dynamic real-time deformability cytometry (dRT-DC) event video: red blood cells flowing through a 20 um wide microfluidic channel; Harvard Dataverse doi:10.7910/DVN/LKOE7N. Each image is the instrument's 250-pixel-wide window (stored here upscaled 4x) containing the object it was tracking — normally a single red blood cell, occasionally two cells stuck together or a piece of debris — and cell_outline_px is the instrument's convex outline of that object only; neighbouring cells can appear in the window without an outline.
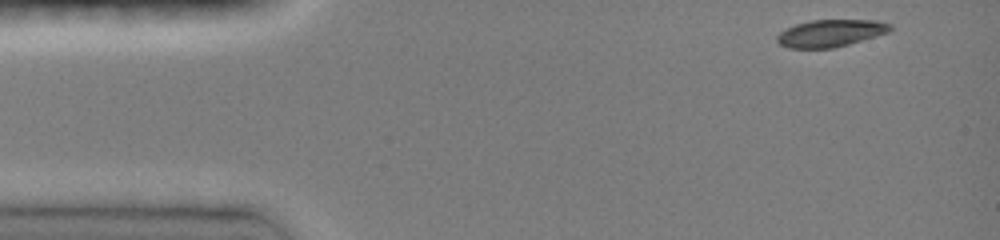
{"species": "common noctule bat (a hibernating species)", "species_latin": "Nyctalus noctula", "temperature_condition": "room temperature", "stored_images_in_passage": 24, "camera_frame_rate_fps": 3000, "um_per_image_px": 0.085, "animal": {"sex": "female", "body_mass_g": 19.0, "forearm_length_mm": 51.5}, "frame": {"image": 1, "passage_image": 1, "time_ms": 0.0, "image_size_px": [1000, 240], "cell_outline_px": [[892, 28], [888, 32], [876, 36], [848, 44], [832, 48], [788, 48], [780, 44], [776, 40], [776, 36], [780, 32], [796, 24], [812, 20], [876, 20], [892, 24]], "centroid_in_image_um": [70.6, 2.82], "position_along_channel_um": 14.4, "area_um2": 17.8}}
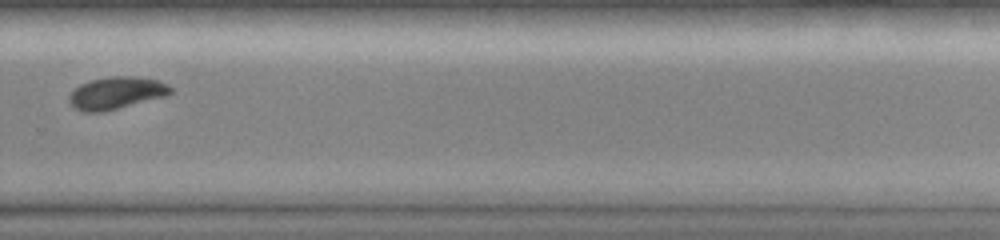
{"frame": {"image": 2, "passage_image": 17, "time_ms": 5.333, "image_size_px": [1000, 240], "cell_outline_px": [[172, 92], [168, 96], [100, 112], [84, 112], [76, 108], [68, 100], [68, 96], [80, 84], [92, 80], [112, 76], [136, 76], [156, 80], [168, 84], [172, 88]], "centroid_in_image_um": [9.92, 7.9], "position_along_channel_um": 319.9, "area_um2": 18.9}}
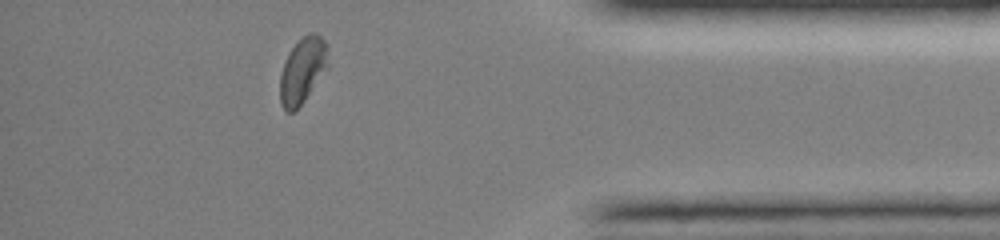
{"frame": {"image": 3, "passage_image": 22, "time_ms": 7.0, "image_size_px": [1000, 240], "cell_outline_px": [[328, 68], [304, 100], [292, 112], [288, 112], [280, 104], [280, 76], [288, 52], [308, 32], [316, 32], [328, 44]], "centroid_in_image_um": [25.74, 5.95], "position_along_channel_um": 409.5, "area_um2": 18.32}}